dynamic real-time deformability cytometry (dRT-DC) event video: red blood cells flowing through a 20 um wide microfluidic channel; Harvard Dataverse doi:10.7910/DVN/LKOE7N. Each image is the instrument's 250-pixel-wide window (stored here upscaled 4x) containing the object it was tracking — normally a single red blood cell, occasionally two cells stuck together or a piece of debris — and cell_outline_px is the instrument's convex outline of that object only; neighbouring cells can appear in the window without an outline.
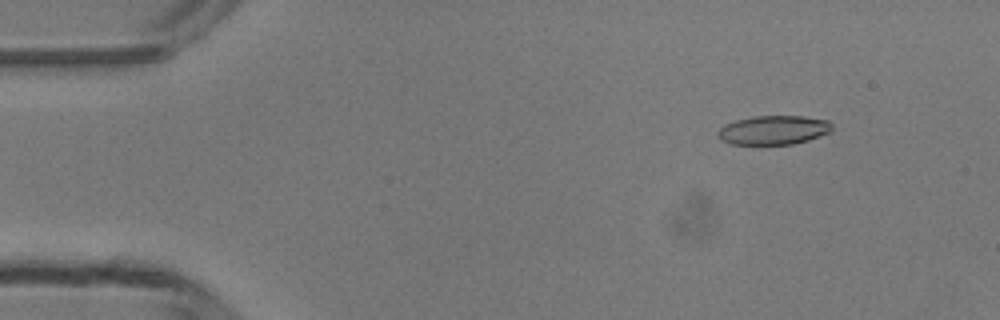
{"species": "common noctule bat (a hibernating species)", "species_latin": "Nyctalus noctula", "temperature_condition": "room temperature", "stored_images_in_passage": 49, "camera_frame_rate_fps": 3000, "um_per_image_px": 0.085, "animal": {"sex": "male", "body_mass_g": 13.3}, "frame": {"image": 1, "passage_image": 6, "time_ms": 1.667, "image_size_px": [1000, 320], "cell_outline_px": [[832, 132], [808, 140], [792, 144], [732, 144], [720, 140], [716, 136], [720, 128], [724, 124], [736, 120], [752, 116], [804, 116], [828, 120], [832, 124]], "centroid_in_image_um": [65.75, 11.05], "position_along_channel_um": 19.2, "area_um2": 19.48}}
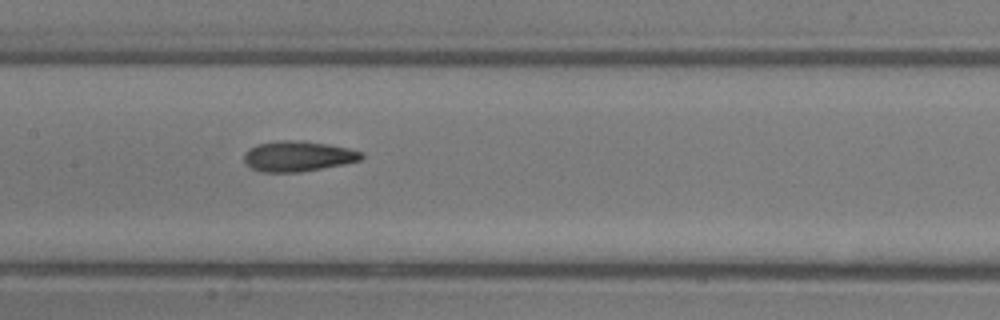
{"frame": {"image": 2, "passage_image": 24, "time_ms": 7.667, "image_size_px": [1000, 320], "cell_outline_px": [[364, 156], [360, 160], [344, 164], [300, 172], [260, 172], [252, 168], [244, 160], [244, 152], [248, 148], [256, 144], [276, 140], [296, 140], [328, 144], [348, 148], [364, 152]], "centroid_in_image_um": [25.31, 13.27], "position_along_channel_um": 182.1, "area_um2": 20.92}}
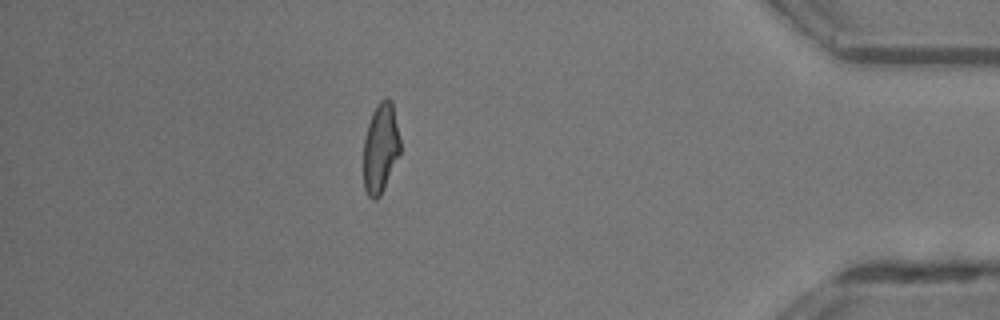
{"frame": {"image": 3, "passage_image": 43, "time_ms": 14.0, "image_size_px": [1000, 320], "cell_outline_px": [[400, 152], [384, 188], [380, 196], [376, 200], [372, 200], [368, 196], [364, 188], [364, 140], [368, 124], [372, 112], [380, 100], [384, 96], [392, 100], [400, 140]], "centroid_in_image_um": [32.34, 12.57], "position_along_channel_um": 402.9, "area_um2": 19.19}, "authors_computed_cell_mechanics": {"area_um2": 20.2878, "velocity_mm_per_s": 4.219, "shape_relaxation_time_tau1_ms": 7.4559, "shape_relaxation_time_tau2_ms": 2.1514, "deformation_change_tau1": 0.2083, "deformation_change_tau2": 0.1036}}